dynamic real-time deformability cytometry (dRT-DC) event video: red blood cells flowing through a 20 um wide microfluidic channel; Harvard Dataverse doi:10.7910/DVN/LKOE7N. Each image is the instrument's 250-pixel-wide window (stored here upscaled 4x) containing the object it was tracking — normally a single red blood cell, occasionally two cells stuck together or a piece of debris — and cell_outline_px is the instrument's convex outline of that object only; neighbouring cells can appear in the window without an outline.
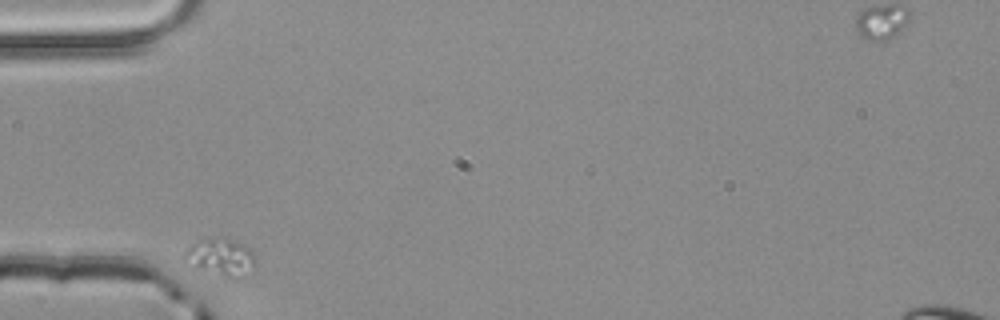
{"species": "common noctule bat (a hibernating species)", "species_latin": "Nyctalus noctula", "temperature_condition": "room temperature", "stored_images_in_passage": 5, "camera_frame_rate_fps": 3000, "um_per_image_px": 0.085, "animal": {"sex": "male", "body_mass_g": 20.4}, "frame": {"image": 1, "passage_image": 3, "time_ms": 0.667, "image_size_px": [1000, 320], "cell_outline_px": [[256, 260], [236, 280], [232, 280], [184, 264], [184, 252], [192, 244], [204, 236], [224, 236], [236, 240], [244, 244], [256, 256]], "centroid_in_image_um": [18.69, 21.81], "position_along_channel_um": 66.3, "area_um2": 15.9}}